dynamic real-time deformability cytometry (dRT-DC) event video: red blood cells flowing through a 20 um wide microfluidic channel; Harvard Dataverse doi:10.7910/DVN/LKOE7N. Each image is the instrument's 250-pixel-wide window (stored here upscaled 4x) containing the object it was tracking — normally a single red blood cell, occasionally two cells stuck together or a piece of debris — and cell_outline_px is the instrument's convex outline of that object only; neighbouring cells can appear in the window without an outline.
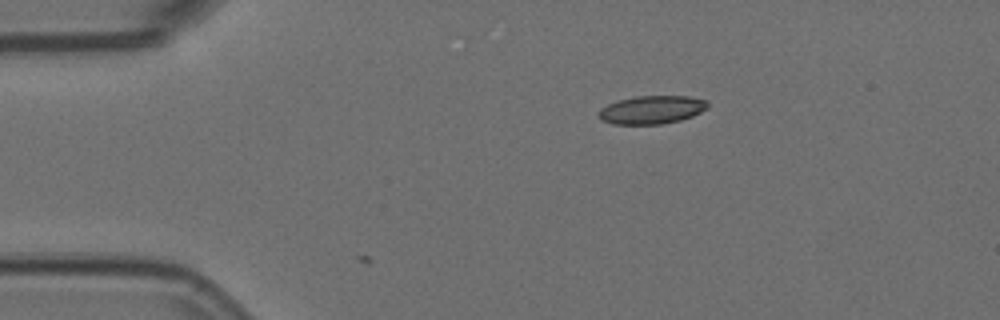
{"species": "Egyptian fruit bat (a non-hibernating species)", "species_latin": "Rousettus aegyptiacus", "temperature_condition": "room temperature", "stored_images_in_passage": 2, "camera_frame_rate_fps": 3000, "um_per_image_px": 0.085, "animal": {"sex": "female"}, "frame": {"image": 1, "passage_image": 1, "time_ms": 0.0, "image_size_px": [1000, 320], "cell_outline_px": [[708, 108], [692, 116], [680, 120], [660, 124], [612, 124], [600, 120], [600, 108], [608, 104], [620, 100], [636, 96], [688, 96], [708, 100]], "centroid_in_image_um": [55.42, 9.33], "position_along_channel_um": 29.6, "area_um2": 17.86}}